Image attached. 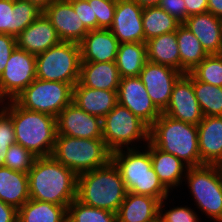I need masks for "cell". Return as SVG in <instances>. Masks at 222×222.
<instances>
[{"label": "cell", "instance_id": "1", "mask_svg": "<svg viewBox=\"0 0 222 222\" xmlns=\"http://www.w3.org/2000/svg\"><path fill=\"white\" fill-rule=\"evenodd\" d=\"M77 177L52 156L37 157L28 172L30 199L67 208L76 199Z\"/></svg>", "mask_w": 222, "mask_h": 222}, {"label": "cell", "instance_id": "2", "mask_svg": "<svg viewBox=\"0 0 222 222\" xmlns=\"http://www.w3.org/2000/svg\"><path fill=\"white\" fill-rule=\"evenodd\" d=\"M3 110L12 118L15 141L36 157L52 155L56 136V117L19 106L14 100L5 102Z\"/></svg>", "mask_w": 222, "mask_h": 222}, {"label": "cell", "instance_id": "3", "mask_svg": "<svg viewBox=\"0 0 222 222\" xmlns=\"http://www.w3.org/2000/svg\"><path fill=\"white\" fill-rule=\"evenodd\" d=\"M144 149L116 150L111 153V161L118 168L127 192L151 196L162 201L170 194L152 167L150 141L146 143Z\"/></svg>", "mask_w": 222, "mask_h": 222}, {"label": "cell", "instance_id": "4", "mask_svg": "<svg viewBox=\"0 0 222 222\" xmlns=\"http://www.w3.org/2000/svg\"><path fill=\"white\" fill-rule=\"evenodd\" d=\"M126 193L121 174L112 161L77 177L76 199L91 207L117 213Z\"/></svg>", "mask_w": 222, "mask_h": 222}, {"label": "cell", "instance_id": "5", "mask_svg": "<svg viewBox=\"0 0 222 222\" xmlns=\"http://www.w3.org/2000/svg\"><path fill=\"white\" fill-rule=\"evenodd\" d=\"M149 141L158 149L179 158L189 168L201 165L197 125L161 113L150 127Z\"/></svg>", "mask_w": 222, "mask_h": 222}, {"label": "cell", "instance_id": "6", "mask_svg": "<svg viewBox=\"0 0 222 222\" xmlns=\"http://www.w3.org/2000/svg\"><path fill=\"white\" fill-rule=\"evenodd\" d=\"M111 153L102 138L87 139L57 134L51 156L78 176L107 165L111 161Z\"/></svg>", "mask_w": 222, "mask_h": 222}, {"label": "cell", "instance_id": "7", "mask_svg": "<svg viewBox=\"0 0 222 222\" xmlns=\"http://www.w3.org/2000/svg\"><path fill=\"white\" fill-rule=\"evenodd\" d=\"M80 65L79 44L60 41L36 55V78L69 83L73 87L79 81Z\"/></svg>", "mask_w": 222, "mask_h": 222}, {"label": "cell", "instance_id": "8", "mask_svg": "<svg viewBox=\"0 0 222 222\" xmlns=\"http://www.w3.org/2000/svg\"><path fill=\"white\" fill-rule=\"evenodd\" d=\"M149 130L142 120L120 104L102 119V139L111 152L137 148L132 146L135 141L149 142Z\"/></svg>", "mask_w": 222, "mask_h": 222}, {"label": "cell", "instance_id": "9", "mask_svg": "<svg viewBox=\"0 0 222 222\" xmlns=\"http://www.w3.org/2000/svg\"><path fill=\"white\" fill-rule=\"evenodd\" d=\"M185 180L197 208L208 218L222 222V178L216 165L190 167Z\"/></svg>", "mask_w": 222, "mask_h": 222}, {"label": "cell", "instance_id": "10", "mask_svg": "<svg viewBox=\"0 0 222 222\" xmlns=\"http://www.w3.org/2000/svg\"><path fill=\"white\" fill-rule=\"evenodd\" d=\"M72 98L73 87L69 83L36 78L14 101L25 109L57 117Z\"/></svg>", "mask_w": 222, "mask_h": 222}, {"label": "cell", "instance_id": "11", "mask_svg": "<svg viewBox=\"0 0 222 222\" xmlns=\"http://www.w3.org/2000/svg\"><path fill=\"white\" fill-rule=\"evenodd\" d=\"M35 79L36 56L16 47L0 75V95L14 100Z\"/></svg>", "mask_w": 222, "mask_h": 222}, {"label": "cell", "instance_id": "12", "mask_svg": "<svg viewBox=\"0 0 222 222\" xmlns=\"http://www.w3.org/2000/svg\"><path fill=\"white\" fill-rule=\"evenodd\" d=\"M117 97L118 104L128 108L149 128L162 113L148 96L139 76L121 78Z\"/></svg>", "mask_w": 222, "mask_h": 222}, {"label": "cell", "instance_id": "13", "mask_svg": "<svg viewBox=\"0 0 222 222\" xmlns=\"http://www.w3.org/2000/svg\"><path fill=\"white\" fill-rule=\"evenodd\" d=\"M173 119L198 125L204 118L193 89V76L182 74L174 83L170 102L162 112Z\"/></svg>", "mask_w": 222, "mask_h": 222}, {"label": "cell", "instance_id": "14", "mask_svg": "<svg viewBox=\"0 0 222 222\" xmlns=\"http://www.w3.org/2000/svg\"><path fill=\"white\" fill-rule=\"evenodd\" d=\"M182 74L176 69L150 61L144 64L139 78L145 85L148 96L161 112L167 108L174 83Z\"/></svg>", "mask_w": 222, "mask_h": 222}, {"label": "cell", "instance_id": "15", "mask_svg": "<svg viewBox=\"0 0 222 222\" xmlns=\"http://www.w3.org/2000/svg\"><path fill=\"white\" fill-rule=\"evenodd\" d=\"M56 122L57 134L87 139L102 138V118L86 113L74 102L58 114Z\"/></svg>", "mask_w": 222, "mask_h": 222}, {"label": "cell", "instance_id": "16", "mask_svg": "<svg viewBox=\"0 0 222 222\" xmlns=\"http://www.w3.org/2000/svg\"><path fill=\"white\" fill-rule=\"evenodd\" d=\"M143 7L133 0H116L115 15L109 30L119 43H145Z\"/></svg>", "mask_w": 222, "mask_h": 222}, {"label": "cell", "instance_id": "17", "mask_svg": "<svg viewBox=\"0 0 222 222\" xmlns=\"http://www.w3.org/2000/svg\"><path fill=\"white\" fill-rule=\"evenodd\" d=\"M43 14L52 23L60 41L79 44L89 32L69 0H54Z\"/></svg>", "mask_w": 222, "mask_h": 222}, {"label": "cell", "instance_id": "18", "mask_svg": "<svg viewBox=\"0 0 222 222\" xmlns=\"http://www.w3.org/2000/svg\"><path fill=\"white\" fill-rule=\"evenodd\" d=\"M42 13L26 0H0V34L17 37Z\"/></svg>", "mask_w": 222, "mask_h": 222}, {"label": "cell", "instance_id": "19", "mask_svg": "<svg viewBox=\"0 0 222 222\" xmlns=\"http://www.w3.org/2000/svg\"><path fill=\"white\" fill-rule=\"evenodd\" d=\"M59 42L55 28L43 13L16 37L17 48L35 56Z\"/></svg>", "mask_w": 222, "mask_h": 222}, {"label": "cell", "instance_id": "20", "mask_svg": "<svg viewBox=\"0 0 222 222\" xmlns=\"http://www.w3.org/2000/svg\"><path fill=\"white\" fill-rule=\"evenodd\" d=\"M119 44L109 29L90 30L79 43L81 62L115 61Z\"/></svg>", "mask_w": 222, "mask_h": 222}, {"label": "cell", "instance_id": "21", "mask_svg": "<svg viewBox=\"0 0 222 222\" xmlns=\"http://www.w3.org/2000/svg\"><path fill=\"white\" fill-rule=\"evenodd\" d=\"M183 24L197 37L208 55L222 54L221 18L207 11L188 16Z\"/></svg>", "mask_w": 222, "mask_h": 222}, {"label": "cell", "instance_id": "22", "mask_svg": "<svg viewBox=\"0 0 222 222\" xmlns=\"http://www.w3.org/2000/svg\"><path fill=\"white\" fill-rule=\"evenodd\" d=\"M201 165L222 161V116H205L197 125Z\"/></svg>", "mask_w": 222, "mask_h": 222}, {"label": "cell", "instance_id": "23", "mask_svg": "<svg viewBox=\"0 0 222 222\" xmlns=\"http://www.w3.org/2000/svg\"><path fill=\"white\" fill-rule=\"evenodd\" d=\"M72 102L86 113L103 119L118 104L117 91L88 88L77 82L73 86Z\"/></svg>", "mask_w": 222, "mask_h": 222}, {"label": "cell", "instance_id": "24", "mask_svg": "<svg viewBox=\"0 0 222 222\" xmlns=\"http://www.w3.org/2000/svg\"><path fill=\"white\" fill-rule=\"evenodd\" d=\"M160 200L127 192L119 207L117 222H159Z\"/></svg>", "mask_w": 222, "mask_h": 222}, {"label": "cell", "instance_id": "25", "mask_svg": "<svg viewBox=\"0 0 222 222\" xmlns=\"http://www.w3.org/2000/svg\"><path fill=\"white\" fill-rule=\"evenodd\" d=\"M152 167L162 185L170 192L185 179L188 166L176 156L164 152L150 142ZM184 178V179H183Z\"/></svg>", "mask_w": 222, "mask_h": 222}, {"label": "cell", "instance_id": "26", "mask_svg": "<svg viewBox=\"0 0 222 222\" xmlns=\"http://www.w3.org/2000/svg\"><path fill=\"white\" fill-rule=\"evenodd\" d=\"M120 75L115 61L81 62L79 83L88 88L117 91Z\"/></svg>", "mask_w": 222, "mask_h": 222}, {"label": "cell", "instance_id": "27", "mask_svg": "<svg viewBox=\"0 0 222 222\" xmlns=\"http://www.w3.org/2000/svg\"><path fill=\"white\" fill-rule=\"evenodd\" d=\"M29 199L28 173L0 167V200L18 210Z\"/></svg>", "mask_w": 222, "mask_h": 222}, {"label": "cell", "instance_id": "28", "mask_svg": "<svg viewBox=\"0 0 222 222\" xmlns=\"http://www.w3.org/2000/svg\"><path fill=\"white\" fill-rule=\"evenodd\" d=\"M147 60L180 71V54L176 31L146 41Z\"/></svg>", "mask_w": 222, "mask_h": 222}, {"label": "cell", "instance_id": "29", "mask_svg": "<svg viewBox=\"0 0 222 222\" xmlns=\"http://www.w3.org/2000/svg\"><path fill=\"white\" fill-rule=\"evenodd\" d=\"M176 38L180 54V72L190 73L208 54L197 37L183 23L177 28Z\"/></svg>", "mask_w": 222, "mask_h": 222}, {"label": "cell", "instance_id": "30", "mask_svg": "<svg viewBox=\"0 0 222 222\" xmlns=\"http://www.w3.org/2000/svg\"><path fill=\"white\" fill-rule=\"evenodd\" d=\"M147 61L146 43L127 42L119 44L115 63L120 78L139 76Z\"/></svg>", "mask_w": 222, "mask_h": 222}, {"label": "cell", "instance_id": "31", "mask_svg": "<svg viewBox=\"0 0 222 222\" xmlns=\"http://www.w3.org/2000/svg\"><path fill=\"white\" fill-rule=\"evenodd\" d=\"M17 222H67V208L29 199L18 209Z\"/></svg>", "mask_w": 222, "mask_h": 222}, {"label": "cell", "instance_id": "32", "mask_svg": "<svg viewBox=\"0 0 222 222\" xmlns=\"http://www.w3.org/2000/svg\"><path fill=\"white\" fill-rule=\"evenodd\" d=\"M142 21L145 43L151 38L177 31L181 24L180 21L159 6L143 8Z\"/></svg>", "mask_w": 222, "mask_h": 222}, {"label": "cell", "instance_id": "33", "mask_svg": "<svg viewBox=\"0 0 222 222\" xmlns=\"http://www.w3.org/2000/svg\"><path fill=\"white\" fill-rule=\"evenodd\" d=\"M193 89L205 116H222V87L214 86L193 77Z\"/></svg>", "mask_w": 222, "mask_h": 222}, {"label": "cell", "instance_id": "34", "mask_svg": "<svg viewBox=\"0 0 222 222\" xmlns=\"http://www.w3.org/2000/svg\"><path fill=\"white\" fill-rule=\"evenodd\" d=\"M67 222H117V214L74 199L67 207Z\"/></svg>", "mask_w": 222, "mask_h": 222}, {"label": "cell", "instance_id": "35", "mask_svg": "<svg viewBox=\"0 0 222 222\" xmlns=\"http://www.w3.org/2000/svg\"><path fill=\"white\" fill-rule=\"evenodd\" d=\"M190 74L198 81L222 87V54L207 55Z\"/></svg>", "mask_w": 222, "mask_h": 222}, {"label": "cell", "instance_id": "36", "mask_svg": "<svg viewBox=\"0 0 222 222\" xmlns=\"http://www.w3.org/2000/svg\"><path fill=\"white\" fill-rule=\"evenodd\" d=\"M37 157L18 143L12 144L7 151L4 167L28 173Z\"/></svg>", "mask_w": 222, "mask_h": 222}, {"label": "cell", "instance_id": "37", "mask_svg": "<svg viewBox=\"0 0 222 222\" xmlns=\"http://www.w3.org/2000/svg\"><path fill=\"white\" fill-rule=\"evenodd\" d=\"M168 198L163 199L159 206V222H199L196 212L188 206H177L170 210H164ZM165 201V202H164ZM165 203V204H164ZM163 211H165L163 213Z\"/></svg>", "mask_w": 222, "mask_h": 222}, {"label": "cell", "instance_id": "38", "mask_svg": "<svg viewBox=\"0 0 222 222\" xmlns=\"http://www.w3.org/2000/svg\"><path fill=\"white\" fill-rule=\"evenodd\" d=\"M16 143L12 118L2 110L0 112V167H4L8 148Z\"/></svg>", "mask_w": 222, "mask_h": 222}, {"label": "cell", "instance_id": "39", "mask_svg": "<svg viewBox=\"0 0 222 222\" xmlns=\"http://www.w3.org/2000/svg\"><path fill=\"white\" fill-rule=\"evenodd\" d=\"M116 0H93L97 29H109L115 15Z\"/></svg>", "mask_w": 222, "mask_h": 222}, {"label": "cell", "instance_id": "40", "mask_svg": "<svg viewBox=\"0 0 222 222\" xmlns=\"http://www.w3.org/2000/svg\"><path fill=\"white\" fill-rule=\"evenodd\" d=\"M76 14L85 27L90 30L97 29V18L93 11V0H69Z\"/></svg>", "mask_w": 222, "mask_h": 222}, {"label": "cell", "instance_id": "41", "mask_svg": "<svg viewBox=\"0 0 222 222\" xmlns=\"http://www.w3.org/2000/svg\"><path fill=\"white\" fill-rule=\"evenodd\" d=\"M158 6L181 23L187 19V9L184 0H160Z\"/></svg>", "mask_w": 222, "mask_h": 222}, {"label": "cell", "instance_id": "42", "mask_svg": "<svg viewBox=\"0 0 222 222\" xmlns=\"http://www.w3.org/2000/svg\"><path fill=\"white\" fill-rule=\"evenodd\" d=\"M16 47V37L9 34H0V75L3 73L7 61Z\"/></svg>", "mask_w": 222, "mask_h": 222}, {"label": "cell", "instance_id": "43", "mask_svg": "<svg viewBox=\"0 0 222 222\" xmlns=\"http://www.w3.org/2000/svg\"><path fill=\"white\" fill-rule=\"evenodd\" d=\"M18 210L0 200V222H17Z\"/></svg>", "mask_w": 222, "mask_h": 222}, {"label": "cell", "instance_id": "44", "mask_svg": "<svg viewBox=\"0 0 222 222\" xmlns=\"http://www.w3.org/2000/svg\"><path fill=\"white\" fill-rule=\"evenodd\" d=\"M184 2L187 9V17L190 15L207 12V0H184Z\"/></svg>", "mask_w": 222, "mask_h": 222}, {"label": "cell", "instance_id": "45", "mask_svg": "<svg viewBox=\"0 0 222 222\" xmlns=\"http://www.w3.org/2000/svg\"><path fill=\"white\" fill-rule=\"evenodd\" d=\"M207 11L215 17L222 18V0H207Z\"/></svg>", "mask_w": 222, "mask_h": 222}, {"label": "cell", "instance_id": "46", "mask_svg": "<svg viewBox=\"0 0 222 222\" xmlns=\"http://www.w3.org/2000/svg\"><path fill=\"white\" fill-rule=\"evenodd\" d=\"M44 11L54 0H26Z\"/></svg>", "mask_w": 222, "mask_h": 222}, {"label": "cell", "instance_id": "47", "mask_svg": "<svg viewBox=\"0 0 222 222\" xmlns=\"http://www.w3.org/2000/svg\"><path fill=\"white\" fill-rule=\"evenodd\" d=\"M133 1H135L138 5H140L143 8L158 6L160 3V0H133Z\"/></svg>", "mask_w": 222, "mask_h": 222}, {"label": "cell", "instance_id": "48", "mask_svg": "<svg viewBox=\"0 0 222 222\" xmlns=\"http://www.w3.org/2000/svg\"><path fill=\"white\" fill-rule=\"evenodd\" d=\"M216 166L218 167V170H219L221 178H222V161H220Z\"/></svg>", "mask_w": 222, "mask_h": 222}, {"label": "cell", "instance_id": "49", "mask_svg": "<svg viewBox=\"0 0 222 222\" xmlns=\"http://www.w3.org/2000/svg\"><path fill=\"white\" fill-rule=\"evenodd\" d=\"M3 104H5V100L2 98V96L0 95V107H2L1 109H0V112L3 110V107H4V105ZM3 105V106H2Z\"/></svg>", "mask_w": 222, "mask_h": 222}]
</instances>
